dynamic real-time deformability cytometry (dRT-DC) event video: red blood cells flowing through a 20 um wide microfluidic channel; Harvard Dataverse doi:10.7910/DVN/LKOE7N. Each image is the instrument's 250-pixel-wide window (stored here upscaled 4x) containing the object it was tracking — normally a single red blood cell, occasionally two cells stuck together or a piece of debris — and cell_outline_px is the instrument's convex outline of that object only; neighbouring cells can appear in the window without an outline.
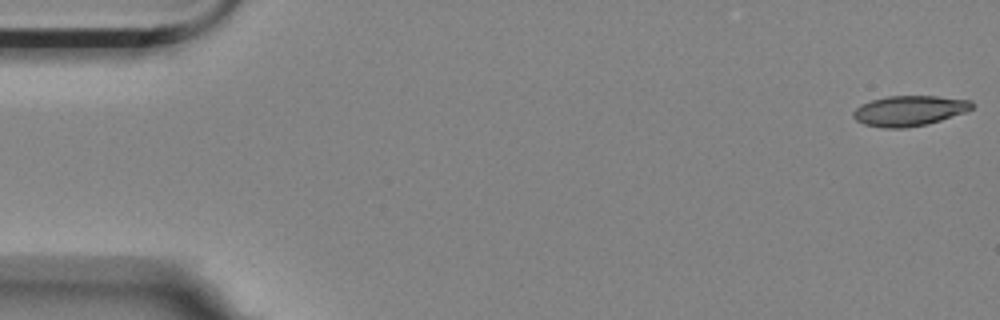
{"species": "Egyptian fruit bat (a non-hibernating species)", "species_latin": "Rousettus aegyptiacus", "temperature_condition": "room temperature", "stored_images_in_passage": 5, "camera_frame_rate_fps": 3000, "um_per_image_px": 0.085, "animal": {"sex": "female"}, "frame": {"image": 1, "passage_image": 1, "time_ms": 0.0, "image_size_px": [1000, 320], "cell_outline_px": [[972, 108], [964, 112], [940, 120], [924, 124], [904, 128], [884, 128], [864, 124], [856, 120], [852, 116], [852, 112], [860, 104], [872, 100], [888, 96], [936, 96], [972, 100]], "centroid_in_image_um": [77.25, 9.4], "position_along_channel_um": 7.8, "area_um2": 20.75}}
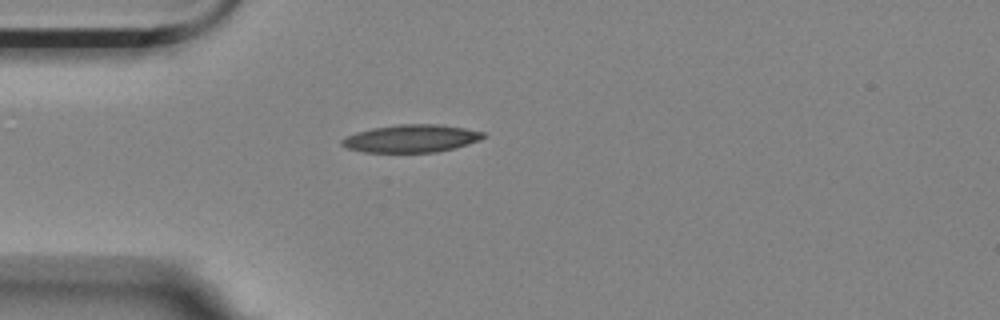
{"frame": {"image": 2, "passage_image": 5, "time_ms": 1.333, "image_size_px": [1000, 320], "cell_outline_px": [[488, 136], [480, 140], [456, 148], [436, 152], [364, 152], [348, 148], [340, 144], [340, 140], [356, 132], [372, 128], [396, 124], [440, 124], [464, 128], [484, 132]], "centroid_in_image_um": [34.99, 11.77], "position_along_channel_um": 50.0, "area_um2": 22.95}}